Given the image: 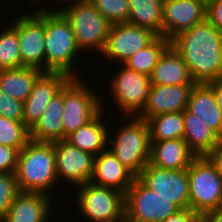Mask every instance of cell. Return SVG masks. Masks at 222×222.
I'll return each mask as SVG.
<instances>
[{"label":"cell","instance_id":"obj_1","mask_svg":"<svg viewBox=\"0 0 222 222\" xmlns=\"http://www.w3.org/2000/svg\"><path fill=\"white\" fill-rule=\"evenodd\" d=\"M170 45L182 56L196 84L222 76V32L207 19L178 33Z\"/></svg>","mask_w":222,"mask_h":222},{"label":"cell","instance_id":"obj_2","mask_svg":"<svg viewBox=\"0 0 222 222\" xmlns=\"http://www.w3.org/2000/svg\"><path fill=\"white\" fill-rule=\"evenodd\" d=\"M15 177L20 192L50 195L53 187L56 189L55 186L60 185L55 169L53 142L30 140L18 153Z\"/></svg>","mask_w":222,"mask_h":222},{"label":"cell","instance_id":"obj_3","mask_svg":"<svg viewBox=\"0 0 222 222\" xmlns=\"http://www.w3.org/2000/svg\"><path fill=\"white\" fill-rule=\"evenodd\" d=\"M47 9H40L45 10V72H62L70 78H80L81 73L74 71L73 65L78 54L83 52L77 45L74 31L57 8Z\"/></svg>","mask_w":222,"mask_h":222},{"label":"cell","instance_id":"obj_4","mask_svg":"<svg viewBox=\"0 0 222 222\" xmlns=\"http://www.w3.org/2000/svg\"><path fill=\"white\" fill-rule=\"evenodd\" d=\"M121 116L123 117L118 121L122 125L114 129L116 132L109 129L108 149L137 176L150 161V127L147 120L137 116H131L129 120L122 119L123 114Z\"/></svg>","mask_w":222,"mask_h":222},{"label":"cell","instance_id":"obj_5","mask_svg":"<svg viewBox=\"0 0 222 222\" xmlns=\"http://www.w3.org/2000/svg\"><path fill=\"white\" fill-rule=\"evenodd\" d=\"M58 11L70 23L79 49L103 52L112 24L88 0H73ZM63 7V8H62Z\"/></svg>","mask_w":222,"mask_h":222},{"label":"cell","instance_id":"obj_6","mask_svg":"<svg viewBox=\"0 0 222 222\" xmlns=\"http://www.w3.org/2000/svg\"><path fill=\"white\" fill-rule=\"evenodd\" d=\"M80 78H70L63 86V140L92 121L105 108L99 94Z\"/></svg>","mask_w":222,"mask_h":222},{"label":"cell","instance_id":"obj_7","mask_svg":"<svg viewBox=\"0 0 222 222\" xmlns=\"http://www.w3.org/2000/svg\"><path fill=\"white\" fill-rule=\"evenodd\" d=\"M77 190L75 203L81 217L90 222H125V193L92 182Z\"/></svg>","mask_w":222,"mask_h":222},{"label":"cell","instance_id":"obj_8","mask_svg":"<svg viewBox=\"0 0 222 222\" xmlns=\"http://www.w3.org/2000/svg\"><path fill=\"white\" fill-rule=\"evenodd\" d=\"M190 209L199 215L222 209V176L206 156H196L188 168Z\"/></svg>","mask_w":222,"mask_h":222},{"label":"cell","instance_id":"obj_9","mask_svg":"<svg viewBox=\"0 0 222 222\" xmlns=\"http://www.w3.org/2000/svg\"><path fill=\"white\" fill-rule=\"evenodd\" d=\"M120 66L107 86L111 89L109 94L113 98V104L128 119L142 112L152 84L148 75Z\"/></svg>","mask_w":222,"mask_h":222},{"label":"cell","instance_id":"obj_10","mask_svg":"<svg viewBox=\"0 0 222 222\" xmlns=\"http://www.w3.org/2000/svg\"><path fill=\"white\" fill-rule=\"evenodd\" d=\"M180 209L137 178L125 193V222H163Z\"/></svg>","mask_w":222,"mask_h":222},{"label":"cell","instance_id":"obj_11","mask_svg":"<svg viewBox=\"0 0 222 222\" xmlns=\"http://www.w3.org/2000/svg\"><path fill=\"white\" fill-rule=\"evenodd\" d=\"M32 13L17 17L21 68L33 67L45 72V10L36 9Z\"/></svg>","mask_w":222,"mask_h":222},{"label":"cell","instance_id":"obj_12","mask_svg":"<svg viewBox=\"0 0 222 222\" xmlns=\"http://www.w3.org/2000/svg\"><path fill=\"white\" fill-rule=\"evenodd\" d=\"M136 178L179 209L190 208L188 169H161L148 163Z\"/></svg>","mask_w":222,"mask_h":222},{"label":"cell","instance_id":"obj_13","mask_svg":"<svg viewBox=\"0 0 222 222\" xmlns=\"http://www.w3.org/2000/svg\"><path fill=\"white\" fill-rule=\"evenodd\" d=\"M57 179L74 187L90 182L95 156L64 140L54 141ZM62 179V180H61Z\"/></svg>","mask_w":222,"mask_h":222},{"label":"cell","instance_id":"obj_14","mask_svg":"<svg viewBox=\"0 0 222 222\" xmlns=\"http://www.w3.org/2000/svg\"><path fill=\"white\" fill-rule=\"evenodd\" d=\"M157 35L150 29L129 23L112 24L106 46L101 53L108 61L121 65L140 49L150 44Z\"/></svg>","mask_w":222,"mask_h":222},{"label":"cell","instance_id":"obj_15","mask_svg":"<svg viewBox=\"0 0 222 222\" xmlns=\"http://www.w3.org/2000/svg\"><path fill=\"white\" fill-rule=\"evenodd\" d=\"M207 4L201 0H163L162 36L171 40L206 19Z\"/></svg>","mask_w":222,"mask_h":222},{"label":"cell","instance_id":"obj_16","mask_svg":"<svg viewBox=\"0 0 222 222\" xmlns=\"http://www.w3.org/2000/svg\"><path fill=\"white\" fill-rule=\"evenodd\" d=\"M69 79L62 72H43L38 77L31 93L23 102V122L29 129L40 119L49 101Z\"/></svg>","mask_w":222,"mask_h":222},{"label":"cell","instance_id":"obj_17","mask_svg":"<svg viewBox=\"0 0 222 222\" xmlns=\"http://www.w3.org/2000/svg\"><path fill=\"white\" fill-rule=\"evenodd\" d=\"M195 85H151L146 105L137 117L148 120L162 113L183 112Z\"/></svg>","mask_w":222,"mask_h":222},{"label":"cell","instance_id":"obj_18","mask_svg":"<svg viewBox=\"0 0 222 222\" xmlns=\"http://www.w3.org/2000/svg\"><path fill=\"white\" fill-rule=\"evenodd\" d=\"M52 195L44 193L20 192L0 222H48Z\"/></svg>","mask_w":222,"mask_h":222},{"label":"cell","instance_id":"obj_19","mask_svg":"<svg viewBox=\"0 0 222 222\" xmlns=\"http://www.w3.org/2000/svg\"><path fill=\"white\" fill-rule=\"evenodd\" d=\"M136 176L108 148L95 156L90 182L126 193Z\"/></svg>","mask_w":222,"mask_h":222},{"label":"cell","instance_id":"obj_20","mask_svg":"<svg viewBox=\"0 0 222 222\" xmlns=\"http://www.w3.org/2000/svg\"><path fill=\"white\" fill-rule=\"evenodd\" d=\"M196 155L189 149L185 140L169 139L151 141L149 163L161 169H188Z\"/></svg>","mask_w":222,"mask_h":222},{"label":"cell","instance_id":"obj_21","mask_svg":"<svg viewBox=\"0 0 222 222\" xmlns=\"http://www.w3.org/2000/svg\"><path fill=\"white\" fill-rule=\"evenodd\" d=\"M149 77L152 85L196 84L182 56L171 45L160 56Z\"/></svg>","mask_w":222,"mask_h":222},{"label":"cell","instance_id":"obj_22","mask_svg":"<svg viewBox=\"0 0 222 222\" xmlns=\"http://www.w3.org/2000/svg\"><path fill=\"white\" fill-rule=\"evenodd\" d=\"M63 87L47 104L40 119L30 129V140L54 142L63 140Z\"/></svg>","mask_w":222,"mask_h":222},{"label":"cell","instance_id":"obj_23","mask_svg":"<svg viewBox=\"0 0 222 222\" xmlns=\"http://www.w3.org/2000/svg\"><path fill=\"white\" fill-rule=\"evenodd\" d=\"M187 110L196 115L217 135L222 130V111L219 109L214 91L208 84H196L191 91Z\"/></svg>","mask_w":222,"mask_h":222},{"label":"cell","instance_id":"obj_24","mask_svg":"<svg viewBox=\"0 0 222 222\" xmlns=\"http://www.w3.org/2000/svg\"><path fill=\"white\" fill-rule=\"evenodd\" d=\"M104 114L102 110L92 121L72 132L65 140L80 150L94 156L99 155L108 148L109 128L102 119Z\"/></svg>","mask_w":222,"mask_h":222},{"label":"cell","instance_id":"obj_25","mask_svg":"<svg viewBox=\"0 0 222 222\" xmlns=\"http://www.w3.org/2000/svg\"><path fill=\"white\" fill-rule=\"evenodd\" d=\"M183 139L196 156H206L217 145V134L187 109L183 111Z\"/></svg>","mask_w":222,"mask_h":222},{"label":"cell","instance_id":"obj_26","mask_svg":"<svg viewBox=\"0 0 222 222\" xmlns=\"http://www.w3.org/2000/svg\"><path fill=\"white\" fill-rule=\"evenodd\" d=\"M42 73L33 67L0 70V91L24 102Z\"/></svg>","mask_w":222,"mask_h":222},{"label":"cell","instance_id":"obj_27","mask_svg":"<svg viewBox=\"0 0 222 222\" xmlns=\"http://www.w3.org/2000/svg\"><path fill=\"white\" fill-rule=\"evenodd\" d=\"M163 0H129L128 22L162 36Z\"/></svg>","mask_w":222,"mask_h":222},{"label":"cell","instance_id":"obj_28","mask_svg":"<svg viewBox=\"0 0 222 222\" xmlns=\"http://www.w3.org/2000/svg\"><path fill=\"white\" fill-rule=\"evenodd\" d=\"M169 46V39L163 36H157L145 48L140 49L136 54L126 60L123 65L130 70L150 76L160 56Z\"/></svg>","mask_w":222,"mask_h":222},{"label":"cell","instance_id":"obj_29","mask_svg":"<svg viewBox=\"0 0 222 222\" xmlns=\"http://www.w3.org/2000/svg\"><path fill=\"white\" fill-rule=\"evenodd\" d=\"M147 122L150 127L151 141L183 138V112L162 113L149 118Z\"/></svg>","mask_w":222,"mask_h":222},{"label":"cell","instance_id":"obj_30","mask_svg":"<svg viewBox=\"0 0 222 222\" xmlns=\"http://www.w3.org/2000/svg\"><path fill=\"white\" fill-rule=\"evenodd\" d=\"M13 20L10 27L0 31V70L21 68L17 17Z\"/></svg>","mask_w":222,"mask_h":222},{"label":"cell","instance_id":"obj_31","mask_svg":"<svg viewBox=\"0 0 222 222\" xmlns=\"http://www.w3.org/2000/svg\"><path fill=\"white\" fill-rule=\"evenodd\" d=\"M30 141V129L24 122L0 116V145L17 149L19 152Z\"/></svg>","mask_w":222,"mask_h":222},{"label":"cell","instance_id":"obj_32","mask_svg":"<svg viewBox=\"0 0 222 222\" xmlns=\"http://www.w3.org/2000/svg\"><path fill=\"white\" fill-rule=\"evenodd\" d=\"M111 23H127L129 0H88Z\"/></svg>","mask_w":222,"mask_h":222},{"label":"cell","instance_id":"obj_33","mask_svg":"<svg viewBox=\"0 0 222 222\" xmlns=\"http://www.w3.org/2000/svg\"><path fill=\"white\" fill-rule=\"evenodd\" d=\"M19 193L15 173H0V220Z\"/></svg>","mask_w":222,"mask_h":222},{"label":"cell","instance_id":"obj_34","mask_svg":"<svg viewBox=\"0 0 222 222\" xmlns=\"http://www.w3.org/2000/svg\"><path fill=\"white\" fill-rule=\"evenodd\" d=\"M0 116L23 122V101L0 91Z\"/></svg>","mask_w":222,"mask_h":222},{"label":"cell","instance_id":"obj_35","mask_svg":"<svg viewBox=\"0 0 222 222\" xmlns=\"http://www.w3.org/2000/svg\"><path fill=\"white\" fill-rule=\"evenodd\" d=\"M19 151L0 145V173H15Z\"/></svg>","mask_w":222,"mask_h":222},{"label":"cell","instance_id":"obj_36","mask_svg":"<svg viewBox=\"0 0 222 222\" xmlns=\"http://www.w3.org/2000/svg\"><path fill=\"white\" fill-rule=\"evenodd\" d=\"M206 19L222 32V0H211L207 4Z\"/></svg>","mask_w":222,"mask_h":222},{"label":"cell","instance_id":"obj_37","mask_svg":"<svg viewBox=\"0 0 222 222\" xmlns=\"http://www.w3.org/2000/svg\"><path fill=\"white\" fill-rule=\"evenodd\" d=\"M198 216L199 214L192 211L190 208L180 209L163 222H193Z\"/></svg>","mask_w":222,"mask_h":222},{"label":"cell","instance_id":"obj_38","mask_svg":"<svg viewBox=\"0 0 222 222\" xmlns=\"http://www.w3.org/2000/svg\"><path fill=\"white\" fill-rule=\"evenodd\" d=\"M206 157L215 166L216 171L222 176V149L215 147Z\"/></svg>","mask_w":222,"mask_h":222},{"label":"cell","instance_id":"obj_39","mask_svg":"<svg viewBox=\"0 0 222 222\" xmlns=\"http://www.w3.org/2000/svg\"><path fill=\"white\" fill-rule=\"evenodd\" d=\"M214 91L219 109L222 111V76L208 84Z\"/></svg>","mask_w":222,"mask_h":222},{"label":"cell","instance_id":"obj_40","mask_svg":"<svg viewBox=\"0 0 222 222\" xmlns=\"http://www.w3.org/2000/svg\"><path fill=\"white\" fill-rule=\"evenodd\" d=\"M201 216L207 222H222V209H216V210L208 211L204 214H201Z\"/></svg>","mask_w":222,"mask_h":222},{"label":"cell","instance_id":"obj_41","mask_svg":"<svg viewBox=\"0 0 222 222\" xmlns=\"http://www.w3.org/2000/svg\"><path fill=\"white\" fill-rule=\"evenodd\" d=\"M216 147L222 149V130L217 135V145H216Z\"/></svg>","mask_w":222,"mask_h":222},{"label":"cell","instance_id":"obj_42","mask_svg":"<svg viewBox=\"0 0 222 222\" xmlns=\"http://www.w3.org/2000/svg\"><path fill=\"white\" fill-rule=\"evenodd\" d=\"M193 222H207L201 215H199Z\"/></svg>","mask_w":222,"mask_h":222},{"label":"cell","instance_id":"obj_43","mask_svg":"<svg viewBox=\"0 0 222 222\" xmlns=\"http://www.w3.org/2000/svg\"><path fill=\"white\" fill-rule=\"evenodd\" d=\"M35 1H36V2L38 1V2H39L40 0H31V2H32L33 4L36 3ZM56 1H58V0H56ZM60 1H61V0H60ZM67 1H68L69 3H71L73 0H65V2H67ZM63 2H64V0H63Z\"/></svg>","mask_w":222,"mask_h":222},{"label":"cell","instance_id":"obj_44","mask_svg":"<svg viewBox=\"0 0 222 222\" xmlns=\"http://www.w3.org/2000/svg\"><path fill=\"white\" fill-rule=\"evenodd\" d=\"M203 1L205 4H208L211 0H201Z\"/></svg>","mask_w":222,"mask_h":222}]
</instances>
